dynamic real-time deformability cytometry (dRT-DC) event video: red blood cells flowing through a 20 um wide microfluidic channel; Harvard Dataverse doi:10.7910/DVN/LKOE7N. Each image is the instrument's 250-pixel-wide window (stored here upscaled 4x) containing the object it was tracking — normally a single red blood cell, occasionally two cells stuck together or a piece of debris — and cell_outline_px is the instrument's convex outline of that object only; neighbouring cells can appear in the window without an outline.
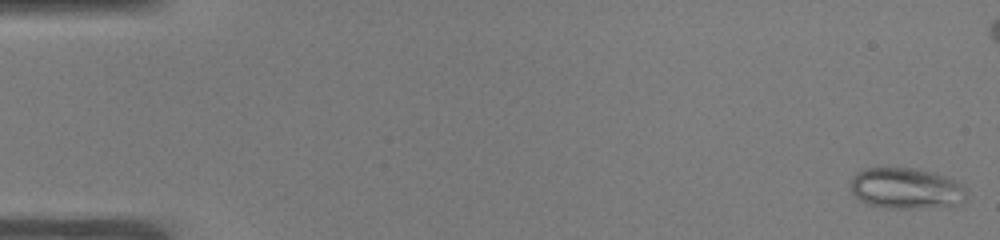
{"species": "common noctule bat (a hibernating species)", "species_latin": "Nyctalus noctula", "temperature_condition": "warm", "stored_images_in_passage": 52, "camera_frame_rate_fps": 3000, "um_per_image_px": 0.085, "animal": {"sex": "male", "body_mass_g": 19.0, "forearm_length_mm": 50.8}, "frame": {"image": 1, "passage_image": 1, "time_ms": 0.0, "image_size_px": [1000, 240], "cell_outline_px": [[968, 196], [964, 200], [956, 204], [904, 208], [888, 208], [868, 204], [860, 200], [852, 192], [848, 184], [852, 176], [856, 172], [864, 168], [916, 168], [932, 172], [956, 180], [968, 188]], "centroid_in_image_um": [77.0, 15.98], "position_along_channel_um": 8.0, "area_um2": 27.74}}
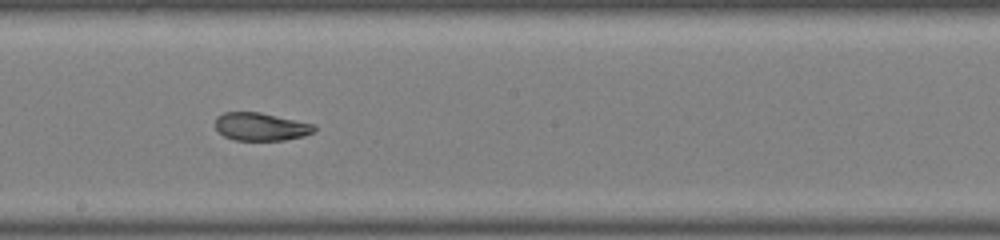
{"frame": {"image": 2, "passage_image": 29, "time_ms": 9.333, "image_size_px": [1000, 240], "cell_outline_px": [[316, 132], [304, 136], [284, 140], [236, 140], [224, 136], [216, 128], [216, 116], [224, 112], [260, 112], [316, 124]], "centroid_in_image_um": [22.22, 10.76], "position_along_channel_um": 226.0, "area_um2": 16.24}}
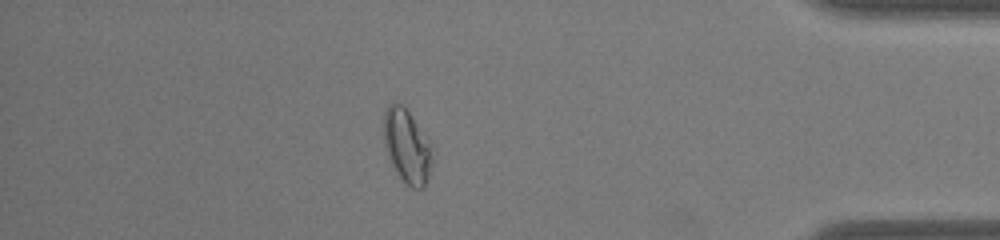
{"frame": {"image": 3, "passage_image": 45, "time_ms": 14.667, "image_size_px": [1000, 240], "cell_outline_px": [[436, 152], [424, 188], [412, 188], [392, 168], [384, 144], [384, 112], [388, 104], [396, 100], [412, 116], [432, 140]], "centroid_in_image_um": [34.65, 12.4], "position_along_channel_um": 400.6, "area_um2": 21.56}, "authors_computed_cell_mechanics": {"area_um2": 21.0103, "velocity_mm_per_s": 3.9289, "shape_relaxation_time_tau1_ms": null, "shape_relaxation_time_tau2_ms": 1.2176, "deformation_change_tau1": null, "deformation_change_tau2": 0.0685}}